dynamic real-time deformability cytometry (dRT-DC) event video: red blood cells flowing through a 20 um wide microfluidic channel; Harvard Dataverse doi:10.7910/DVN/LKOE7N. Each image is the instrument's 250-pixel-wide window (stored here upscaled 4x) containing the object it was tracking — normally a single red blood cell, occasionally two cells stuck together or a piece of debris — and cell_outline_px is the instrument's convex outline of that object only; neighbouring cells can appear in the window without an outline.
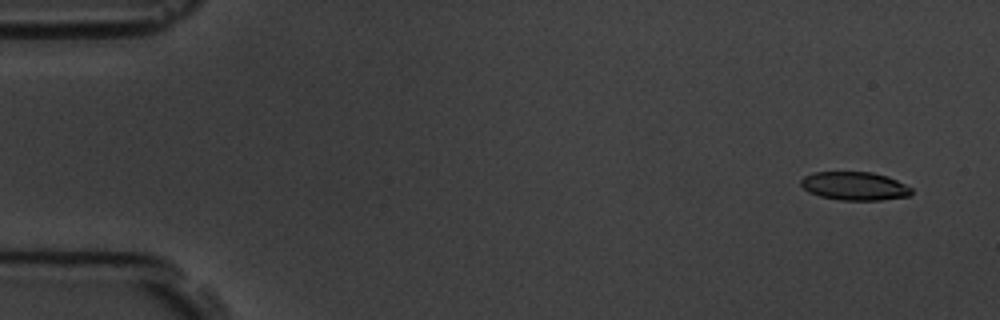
{"species": "common noctule bat (a hibernating species)", "species_latin": "Nyctalus noctula", "temperature_condition": "room temperature", "stored_images_in_passage": 7, "camera_frame_rate_fps": 3000, "um_per_image_px": 0.085, "animal": {"sex": "male", "body_mass_g": 19.5, "forearm_length_mm": 54.6}, "frame": {"image": 1, "passage_image": 2, "time_ms": 1.0, "image_size_px": [1000, 320], "cell_outline_px": [[912, 192], [908, 196], [880, 200], [840, 200], [820, 196], [808, 192], [800, 184], [800, 180], [804, 176], [812, 172], [872, 172], [888, 176], [912, 188]], "centroid_in_image_um": [72.62, 15.81], "position_along_channel_um": 12.4, "area_um2": 18.32}}
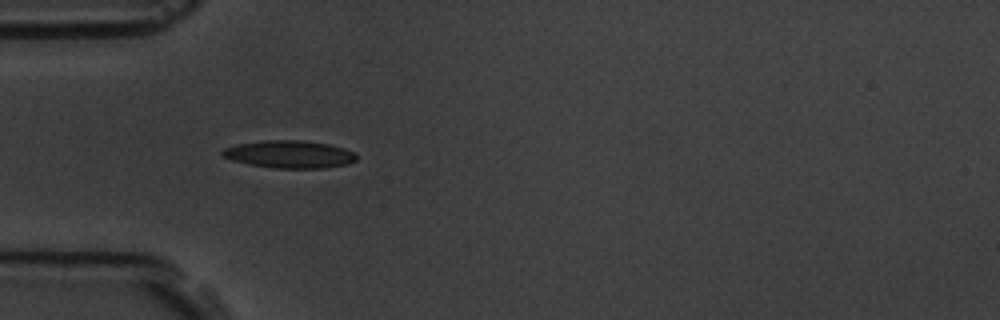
{"frame": {"image": 2, "passage_image": 6, "time_ms": 5.667, "image_size_px": [1000, 320], "cell_outline_px": [[356, 160], [348, 164], [324, 168], [276, 168], [248, 164], [232, 160], [224, 156], [220, 152], [224, 148], [236, 144], [264, 140], [304, 140], [328, 144], [344, 148], [356, 152]], "centroid_in_image_um": [24.62, 13.11], "position_along_channel_um": 60.4, "area_um2": 21.62}}
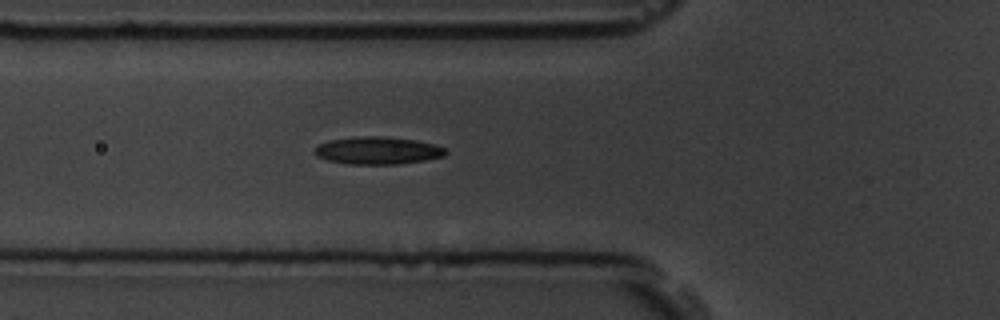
{"frame": {"image": 3, "passage_image": 7, "time_ms": 6.667, "image_size_px": [1000, 320], "cell_outline_px": [[448, 152], [444, 156], [424, 160], [400, 164], [348, 164], [328, 160], [316, 156], [316, 148], [320, 144], [328, 140], [360, 136], [380, 136], [416, 140], [436, 144], [444, 148]], "centroid_in_image_um": [32.14, 12.79], "position_along_channel_um": 93.7, "area_um2": 20.92}}